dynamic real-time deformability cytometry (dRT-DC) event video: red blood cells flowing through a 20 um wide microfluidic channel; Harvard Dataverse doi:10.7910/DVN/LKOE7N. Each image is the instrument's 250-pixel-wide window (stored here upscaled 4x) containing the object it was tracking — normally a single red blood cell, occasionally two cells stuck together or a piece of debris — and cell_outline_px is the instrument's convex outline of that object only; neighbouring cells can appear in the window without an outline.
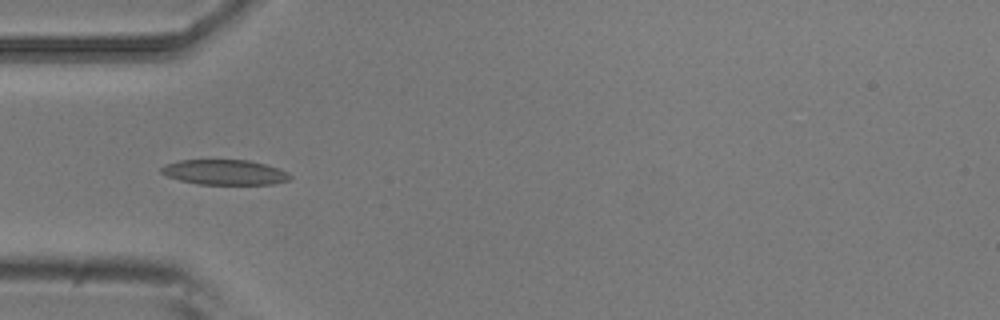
{"species": "common noctule bat (a hibernating species)", "species_latin": "Nyctalus noctula", "temperature_condition": "room temperature", "stored_images_in_passage": 6, "camera_frame_rate_fps": 3000, "um_per_image_px": 0.085, "animal": {"sex": "male", "body_mass_g": 20.5, "forearm_length_mm": 52.5}, "frame": {"image": 1, "passage_image": 4, "time_ms": 1.0, "image_size_px": [1000, 320], "cell_outline_px": [[292, 176], [288, 180], [272, 184], [196, 184], [180, 180], [168, 176], [160, 172], [160, 168], [168, 164], [180, 160], [248, 160], [268, 164], [280, 168], [288, 172]], "centroid_in_image_um": [19.14, 14.64], "position_along_channel_um": 65.9, "area_um2": 18.84}}
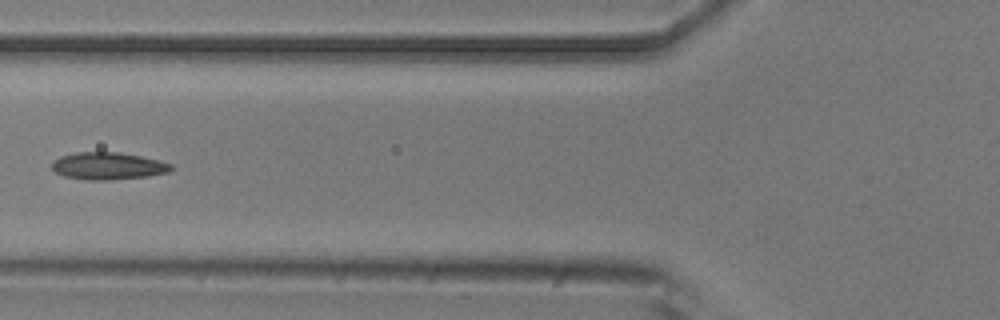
{"frame": {"image": 2, "passage_image": 5, "time_ms": 1.333, "image_size_px": [1000, 320], "cell_outline_px": [[172, 168], [168, 172], [148, 176], [108, 180], [84, 180], [64, 176], [56, 172], [52, 168], [52, 160], [60, 156], [76, 152], [120, 152], [140, 156], [172, 164]], "centroid_in_image_um": [9.13, 14.1], "position_along_channel_um": 116.7, "area_um2": 18.9}}
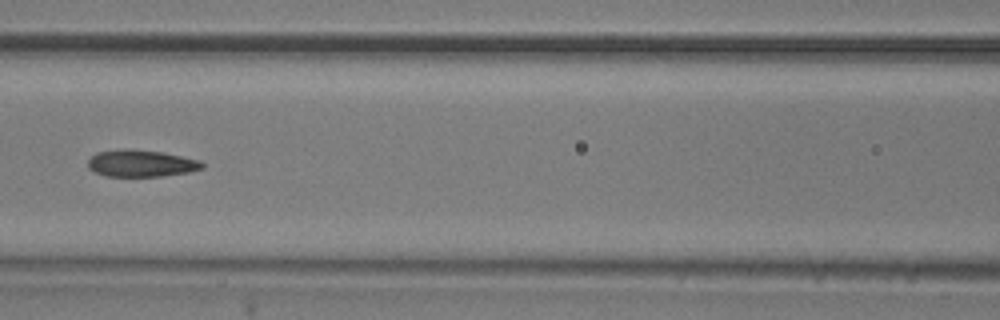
{"frame": {"image": 3, "passage_image": 6, "time_ms": 1.667, "image_size_px": [1000, 320], "cell_outline_px": [[204, 168], [188, 172], [160, 176], [104, 176], [88, 168], [88, 160], [96, 152], [124, 148], [164, 152], [200, 160], [204, 164]], "centroid_in_image_um": [11.99, 13.87], "position_along_channel_um": 154.6, "area_um2": 17.98}}